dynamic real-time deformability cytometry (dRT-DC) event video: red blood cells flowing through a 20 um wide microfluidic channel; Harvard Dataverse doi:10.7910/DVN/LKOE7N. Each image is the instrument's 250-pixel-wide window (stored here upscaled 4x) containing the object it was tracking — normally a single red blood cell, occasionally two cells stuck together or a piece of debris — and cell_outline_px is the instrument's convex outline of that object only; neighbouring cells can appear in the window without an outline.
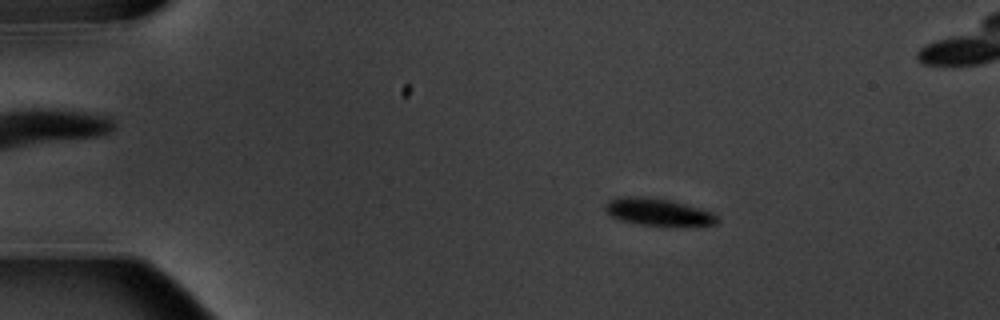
{"species": "common noctule bat (a hibernating species)", "species_latin": "Nyctalus noctula", "temperature_condition": "warm", "stored_images_in_passage": 6, "camera_frame_rate_fps": 3000, "um_per_image_px": 0.085, "animal": {"sex": "male", "body_mass_g": 20.1, "forearm_length_mm": 53.5}, "frame": {"image": 1, "passage_image": 3, "time_ms": 2.333, "image_size_px": [1000, 320], "cell_outline_px": [[720, 220], [716, 224], [680, 228], [668, 228], [640, 224], [620, 220], [604, 212], [604, 204], [608, 200], [620, 196], [636, 196], [668, 200], [684, 204], [712, 212]], "centroid_in_image_um": [55.94, 18.07], "position_along_channel_um": 29.1, "area_um2": 18.38}}